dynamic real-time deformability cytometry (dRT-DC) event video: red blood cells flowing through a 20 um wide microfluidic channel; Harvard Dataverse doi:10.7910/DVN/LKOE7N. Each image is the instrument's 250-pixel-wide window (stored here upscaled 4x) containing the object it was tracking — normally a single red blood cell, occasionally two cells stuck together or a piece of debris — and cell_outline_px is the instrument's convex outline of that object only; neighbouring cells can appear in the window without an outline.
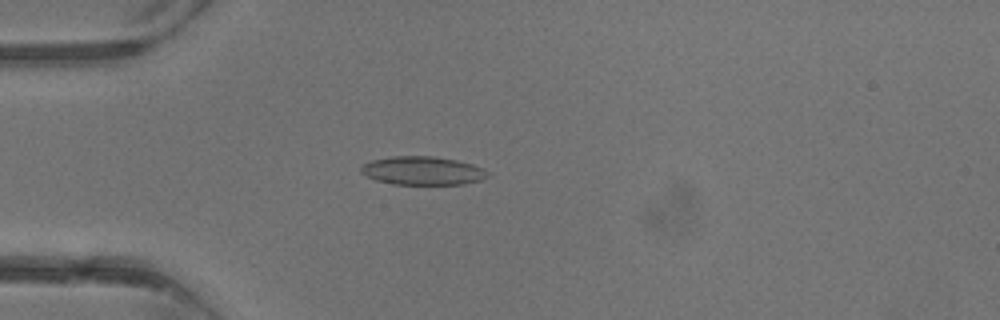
{"species": "common noctule bat (a hibernating species)", "species_latin": "Nyctalus noctula", "temperature_condition": "warm", "stored_images_in_passage": 2, "camera_frame_rate_fps": 3000, "um_per_image_px": 0.085, "animal": {"sex": "male", "body_mass_g": 13.3}, "frame": {"image": 1, "passage_image": 2, "time_ms": 1.0, "image_size_px": [1000, 320], "cell_outline_px": [[488, 176], [480, 180], [464, 184], [392, 184], [376, 180], [360, 172], [360, 164], [372, 160], [392, 156], [432, 156], [456, 160], [472, 164], [484, 168], [488, 172]], "centroid_in_image_um": [35.9, 14.5], "position_along_channel_um": 49.1, "area_um2": 21.04}}